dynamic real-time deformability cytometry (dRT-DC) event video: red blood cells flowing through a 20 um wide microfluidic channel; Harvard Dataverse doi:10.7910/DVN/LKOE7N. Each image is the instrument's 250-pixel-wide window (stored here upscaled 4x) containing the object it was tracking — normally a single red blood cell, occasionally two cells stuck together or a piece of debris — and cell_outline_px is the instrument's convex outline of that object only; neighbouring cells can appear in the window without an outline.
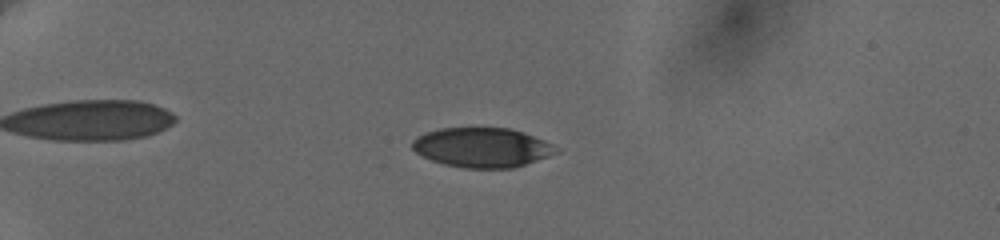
{"species": "human", "species_latin": "Homo sapiens", "temperature_condition": "cold", "stored_images_in_passage": 50, "camera_frame_rate_fps": 3000, "um_per_image_px": 0.085, "donor": {"sex": "female"}, "frame": {"image": 1, "passage_image": 6, "time_ms": 3.0, "image_size_px": [1000, 240], "cell_outline_px": [[560, 152], [512, 168], [464, 168], [444, 164], [432, 160], [416, 152], [412, 148], [412, 140], [416, 136], [424, 132], [440, 128], [508, 128], [524, 132], [544, 140], [560, 148]], "centroid_in_image_um": [40.97, 12.53], "position_along_channel_um": 44.0, "area_um2": 33.18}}
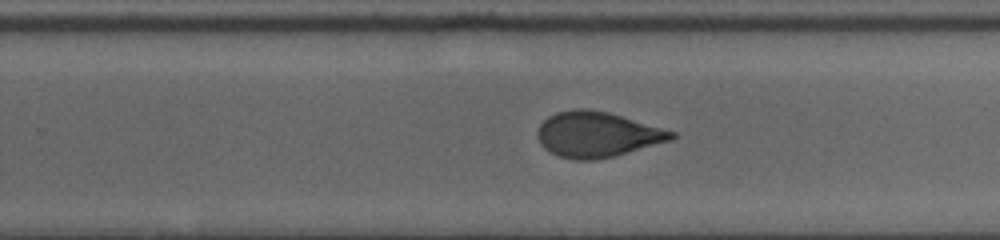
{"frame": {"image": 2, "passage_image": 25, "time_ms": 11.0, "image_size_px": [1000, 240], "cell_outline_px": [[676, 136], [672, 140], [612, 156], [592, 160], [572, 160], [548, 152], [540, 144], [536, 136], [536, 132], [540, 124], [548, 116], [556, 112], [576, 108], [584, 108], [608, 112], [676, 132]], "centroid_in_image_um": [50.71, 11.42], "position_along_channel_um": 279.1, "area_um2": 35.37}}
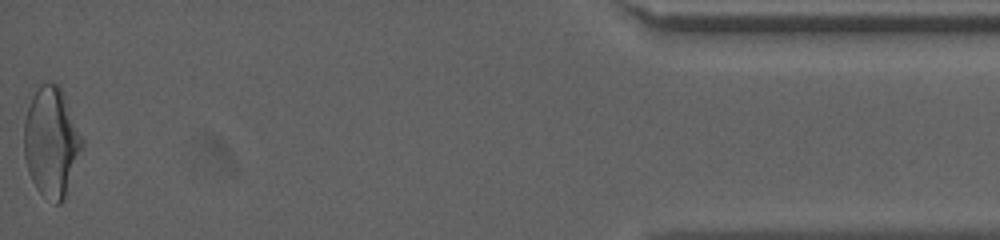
{"frame": {"image": 3, "passage_image": 49, "time_ms": 17.0, "image_size_px": [1000, 240], "cell_outline_px": [[84, 144], [64, 200], [60, 204], [56, 204], [40, 192], [36, 188], [28, 172], [24, 156], [24, 120], [32, 96], [40, 84], [60, 84], [84, 140]], "centroid_in_image_um": [4.38, 12.07], "position_along_channel_um": 430.8, "area_um2": 37.11}, "authors_computed_cell_mechanics": {"area_um2": 35.3736, "velocity_mm_per_s": 3.6617, "shape_relaxation_time_tau1_ms": 4.9753, "shape_relaxation_time_tau2_ms": 1.4585, "deformation_change_tau1": 0.1244, "deformation_change_tau2": 0.0607}}